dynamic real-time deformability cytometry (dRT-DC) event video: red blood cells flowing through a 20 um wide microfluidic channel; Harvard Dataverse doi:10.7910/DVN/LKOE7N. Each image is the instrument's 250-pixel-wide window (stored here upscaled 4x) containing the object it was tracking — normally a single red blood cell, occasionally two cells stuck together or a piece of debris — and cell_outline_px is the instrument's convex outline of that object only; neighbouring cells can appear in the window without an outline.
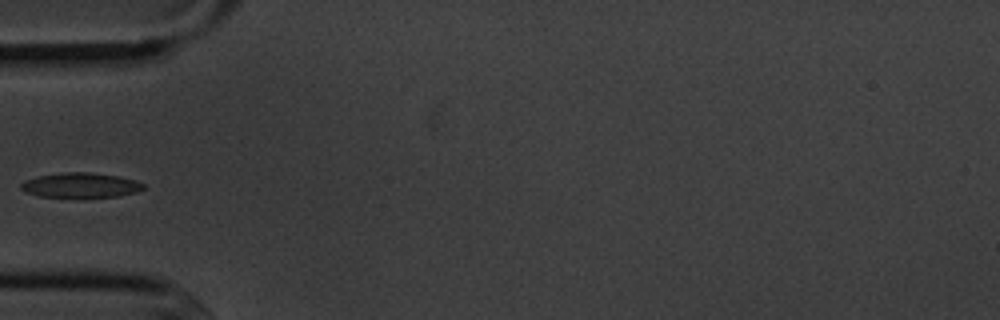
{"species": "common noctule bat (a hibernating species)", "species_latin": "Nyctalus noctula", "temperature_condition": "cold", "stored_images_in_passage": 3, "camera_frame_rate_fps": 3000, "um_per_image_px": 0.085, "animal": {"sex": "male", "body_mass_g": 20.1, "forearm_length_mm": 53.5}, "frame": {"image": 1, "passage_image": 2, "time_ms": 2.0, "image_size_px": [1000, 320], "cell_outline_px": [[144, 188], [136, 192], [120, 196], [76, 200], [40, 196], [24, 192], [20, 188], [20, 184], [24, 180], [36, 176], [64, 172], [92, 172], [116, 176], [136, 180], [144, 184]], "centroid_in_image_um": [6.81, 15.79], "position_along_channel_um": 78.2, "area_um2": 18.67}}
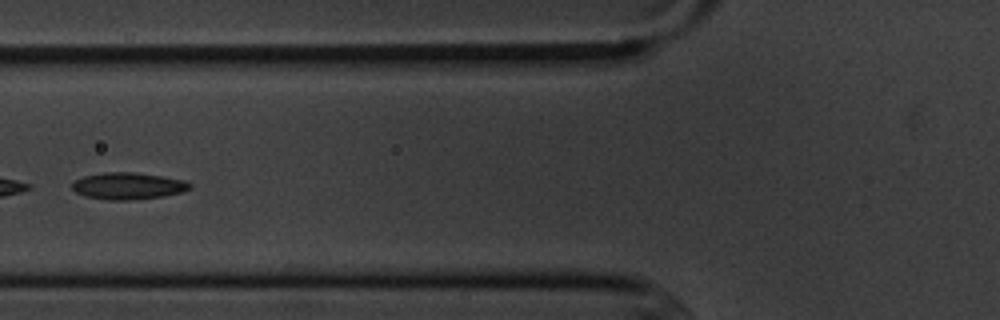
{"frame": {"image": 2, "passage_image": 3, "time_ms": 3.0, "image_size_px": [1000, 320], "cell_outline_px": [[192, 188], [184, 192], [164, 196], [132, 200], [108, 200], [84, 196], [76, 192], [72, 188], [72, 184], [76, 180], [84, 176], [104, 172], [136, 172], [184, 180], [192, 184]], "centroid_in_image_um": [10.91, 15.81], "position_along_channel_um": 114.9, "area_um2": 18.5}}